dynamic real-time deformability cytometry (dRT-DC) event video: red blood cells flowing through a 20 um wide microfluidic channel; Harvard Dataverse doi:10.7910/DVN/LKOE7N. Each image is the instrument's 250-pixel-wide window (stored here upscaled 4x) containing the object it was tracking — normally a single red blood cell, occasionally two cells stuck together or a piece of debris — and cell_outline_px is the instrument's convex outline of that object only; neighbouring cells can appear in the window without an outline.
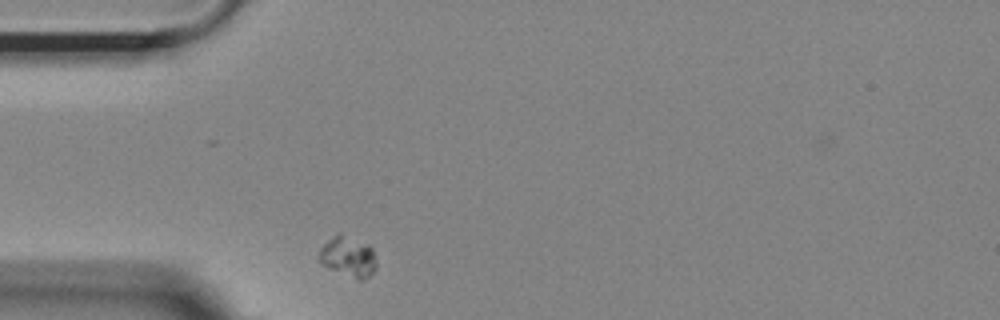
{"species": "Egyptian fruit bat (a non-hibernating species)", "species_latin": "Rousettus aegyptiacus", "temperature_condition": "room temperature", "stored_images_in_passage": 26, "camera_frame_rate_fps": 3000, "um_per_image_px": 0.085, "animal": {"sex": "female"}, "frame": {"image": 1, "passage_image": 1, "time_ms": 0.0, "image_size_px": [1000, 320], "cell_outline_px": [[376, 268], [364, 280], [360, 280], [320, 264], [316, 260], [320, 248], [332, 236], [340, 232], [368, 244], [372, 248], [376, 264]], "centroid_in_image_um": [29.56, 21.79], "position_along_channel_um": 55.4, "area_um2": 13.53}}
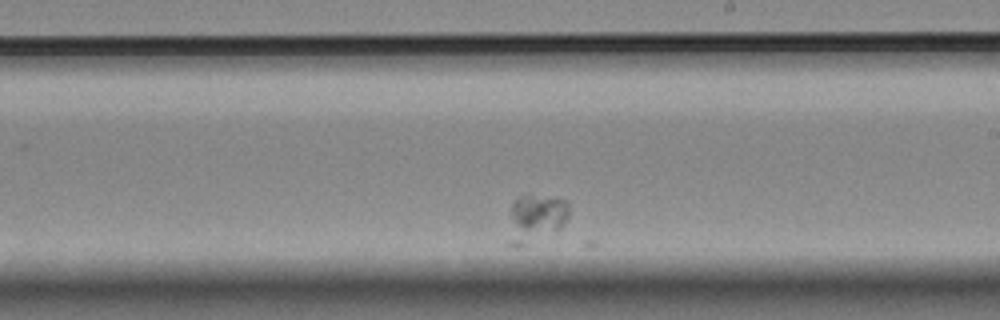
{"frame": {"image": 2, "passage_image": 19, "time_ms": 6.0, "image_size_px": [1000, 320], "cell_outline_px": [[568, 216], [560, 228], [516, 248], [508, 244], [512, 204], [516, 196], [532, 196], [568, 200]], "centroid_in_image_um": [45.5, 18.56], "position_along_channel_um": 243.5, "area_um2": 16.3}}
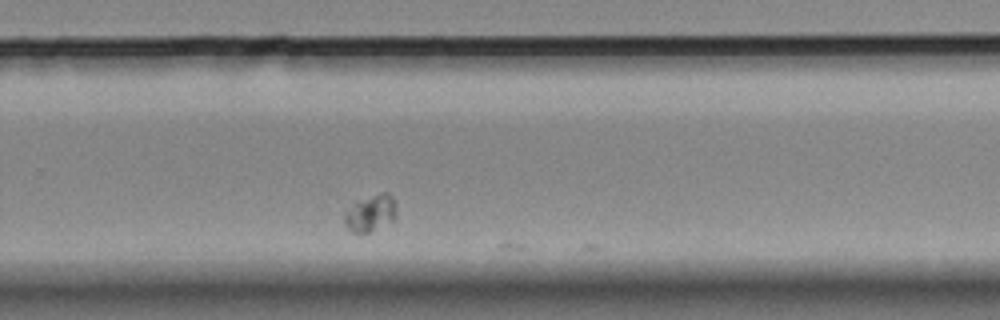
{"frame": {"image": 3, "passage_image": 24, "time_ms": 7.667, "image_size_px": [1000, 320], "cell_outline_px": [[396, 216], [392, 220], [368, 232], [352, 232], [344, 224], [344, 212], [352, 200], [380, 192], [388, 192], [392, 196], [396, 208]], "centroid_in_image_um": [31.44, 18.05], "position_along_channel_um": 298.4, "area_um2": 11.39}}